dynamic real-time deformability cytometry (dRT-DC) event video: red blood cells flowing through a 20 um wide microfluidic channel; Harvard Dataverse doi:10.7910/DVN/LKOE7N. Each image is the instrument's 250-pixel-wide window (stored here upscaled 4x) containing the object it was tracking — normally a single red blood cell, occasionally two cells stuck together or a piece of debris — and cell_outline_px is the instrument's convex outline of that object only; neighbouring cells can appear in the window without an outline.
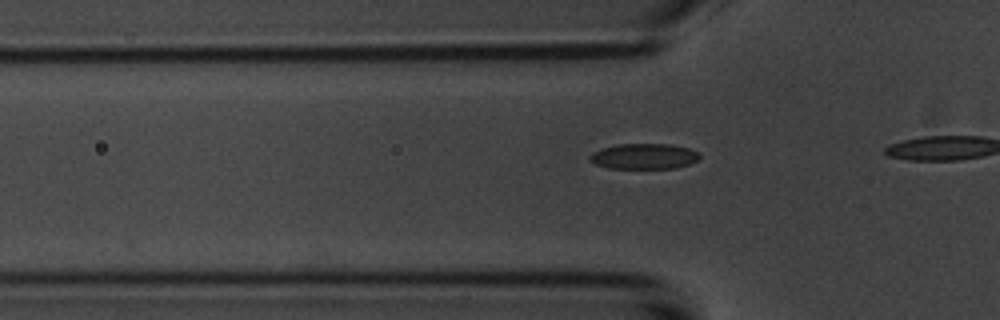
{"species": "common noctule bat (a hibernating species)", "species_latin": "Nyctalus noctula", "temperature_condition": "room temperature", "stored_images_in_passage": 8, "camera_frame_rate_fps": 3000, "um_per_image_px": 0.085, "animal": {"sex": "male", "body_mass_g": 20.1, "forearm_length_mm": 53.5}, "frame": {"image": 1, "passage_image": 5, "time_ms": 1.333, "image_size_px": [1000, 320], "cell_outline_px": [[700, 156], [696, 160], [688, 164], [676, 168], [608, 168], [596, 164], [588, 160], [588, 156], [592, 152], [616, 144], [672, 144], [688, 148], [700, 152]], "centroid_in_image_um": [54.73, 13.28], "position_along_channel_um": 71.1, "area_um2": 16.36}}